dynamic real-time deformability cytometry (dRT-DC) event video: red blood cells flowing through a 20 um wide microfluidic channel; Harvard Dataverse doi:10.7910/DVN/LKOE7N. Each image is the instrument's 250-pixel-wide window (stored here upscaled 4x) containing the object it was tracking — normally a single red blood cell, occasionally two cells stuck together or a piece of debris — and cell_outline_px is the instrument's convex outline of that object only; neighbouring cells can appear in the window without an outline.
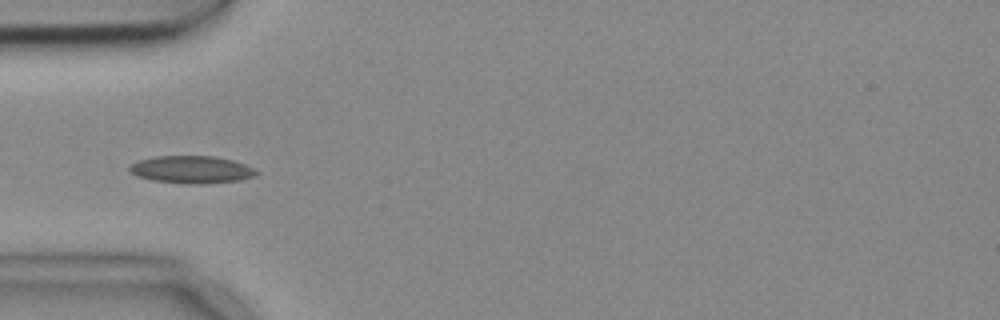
{"species": "common noctule bat (a hibernating species)", "species_latin": "Nyctalus noctula", "temperature_condition": "cold", "stored_images_in_passage": 6, "camera_frame_rate_fps": 3000, "um_per_image_px": 0.085, "animal": {"sex": "female", "body_mass_g": 18.4}, "frame": {"image": 1, "passage_image": 5, "time_ms": 1.333, "image_size_px": [1000, 320], "cell_outline_px": [[260, 172], [256, 176], [240, 180], [204, 184], [184, 184], [152, 180], [136, 176], [128, 172], [128, 168], [132, 164], [140, 160], [156, 156], [216, 156], [232, 160], [244, 164]], "centroid_in_image_um": [16.28, 14.42], "position_along_channel_um": 68.7, "area_um2": 20.46}}